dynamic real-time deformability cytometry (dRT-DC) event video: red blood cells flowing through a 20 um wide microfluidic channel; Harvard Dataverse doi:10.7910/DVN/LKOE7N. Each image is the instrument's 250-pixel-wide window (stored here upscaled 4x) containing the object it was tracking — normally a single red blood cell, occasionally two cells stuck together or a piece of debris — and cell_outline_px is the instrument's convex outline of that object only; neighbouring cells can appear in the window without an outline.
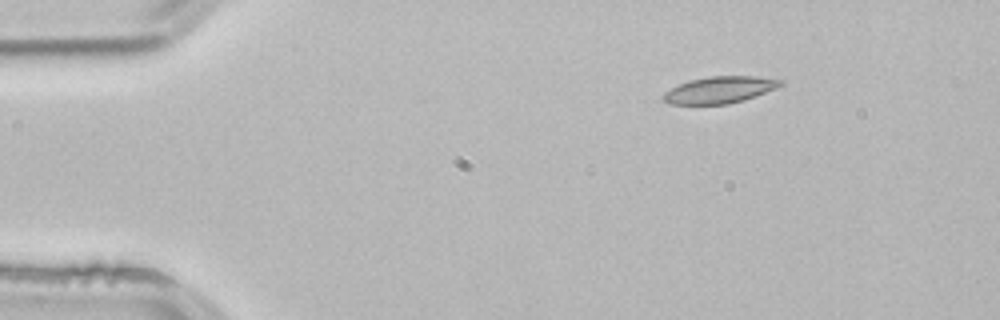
{"species": "common noctule bat (a hibernating species)", "species_latin": "Nyctalus noctula", "temperature_condition": "room temperature", "stored_images_in_passage": 3, "segment_of_instrument_passage": [1, 2], "camera_frame_rate_fps": 3000, "um_per_image_px": 0.085, "animal": {"sex": "male", "body_mass_g": 21.5, "forearm_length_mm": 52.0}, "frame": {"image": 1, "passage_image": 1, "time_ms": 0.0, "image_size_px": [1000, 320], "cell_outline_px": [[784, 84], [776, 88], [744, 100], [728, 104], [668, 104], [660, 96], [664, 92], [680, 84], [692, 80], [708, 76], [752, 76], [784, 80]], "centroid_in_image_um": [61.17, 7.64], "position_along_channel_um": 23.8, "area_um2": 18.15}}